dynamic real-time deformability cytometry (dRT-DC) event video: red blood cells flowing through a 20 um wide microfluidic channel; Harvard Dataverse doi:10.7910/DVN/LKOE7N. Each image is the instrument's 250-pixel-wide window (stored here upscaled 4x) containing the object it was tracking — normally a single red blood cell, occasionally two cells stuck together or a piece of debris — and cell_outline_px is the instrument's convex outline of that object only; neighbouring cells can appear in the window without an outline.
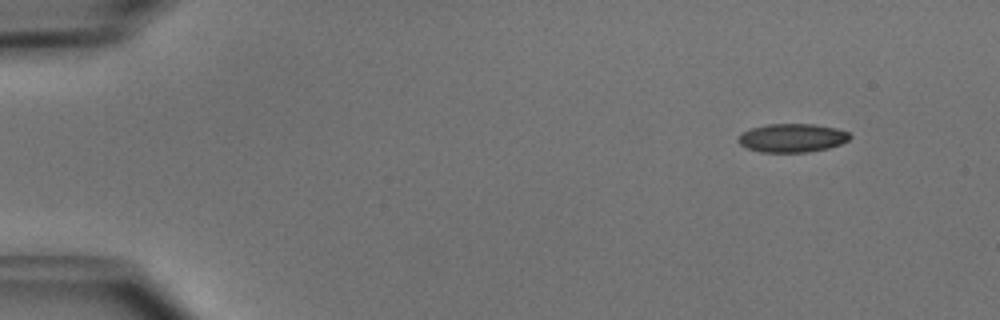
{"species": "common noctule bat (a hibernating species)", "species_latin": "Nyctalus noctula", "temperature_condition": "cold", "stored_images_in_passage": 47, "camera_frame_rate_fps": 3000, "um_per_image_px": 0.085, "animal": {"sex": "male", "body_mass_g": 15.6}, "frame": {"image": 1, "passage_image": 1, "time_ms": 0.0, "image_size_px": [1000, 320], "cell_outline_px": [[852, 136], [848, 140], [840, 144], [828, 148], [808, 152], [760, 152], [748, 148], [740, 144], [736, 140], [740, 132], [752, 128], [768, 124], [812, 124], [836, 128], [848, 132]], "centroid_in_image_um": [67.31, 11.72], "position_along_channel_um": 17.7, "area_um2": 18.61}}
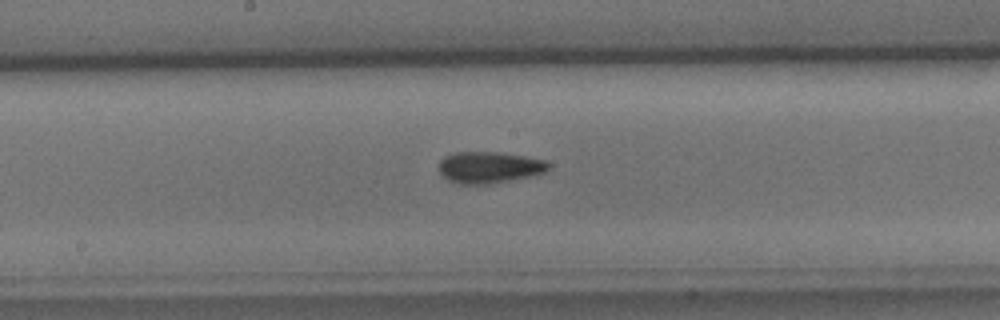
{"frame": {"image": 2, "passage_image": 23, "time_ms": 7.333, "image_size_px": [1000, 320], "cell_outline_px": [[552, 164], [544, 172], [536, 176], [488, 184], [460, 184], [448, 180], [440, 172], [440, 160], [444, 156], [456, 152], [500, 152], [524, 156], [544, 160]], "centroid_in_image_um": [41.62, 14.23], "position_along_channel_um": 206.6, "area_um2": 20.23}}
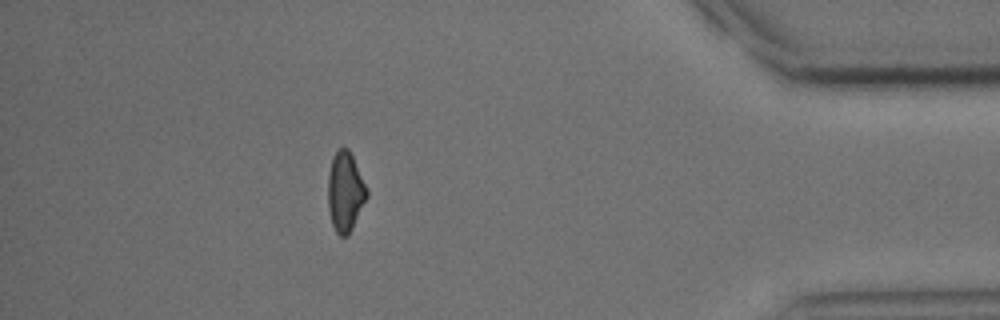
{"frame": {"image": 3, "passage_image": 41, "time_ms": 13.333, "image_size_px": [1000, 320], "cell_outline_px": [[368, 196], [348, 236], [340, 236], [336, 232], [332, 224], [328, 208], [328, 172], [332, 156], [340, 148], [348, 148], [368, 188]], "centroid_in_image_um": [29.34, 16.3], "position_along_channel_um": 405.9, "area_um2": 18.09}, "authors_computed_cell_mechanics": {"area_um2": 19.1318, "velocity_mm_per_s": 4.0055, "shape_relaxation_time_tau1_ms": 5.0323, "shape_relaxation_time_tau2_ms": 4.9544, "deformation_change_tau1": 0.1137, "deformation_change_tau2": 0.1218}}